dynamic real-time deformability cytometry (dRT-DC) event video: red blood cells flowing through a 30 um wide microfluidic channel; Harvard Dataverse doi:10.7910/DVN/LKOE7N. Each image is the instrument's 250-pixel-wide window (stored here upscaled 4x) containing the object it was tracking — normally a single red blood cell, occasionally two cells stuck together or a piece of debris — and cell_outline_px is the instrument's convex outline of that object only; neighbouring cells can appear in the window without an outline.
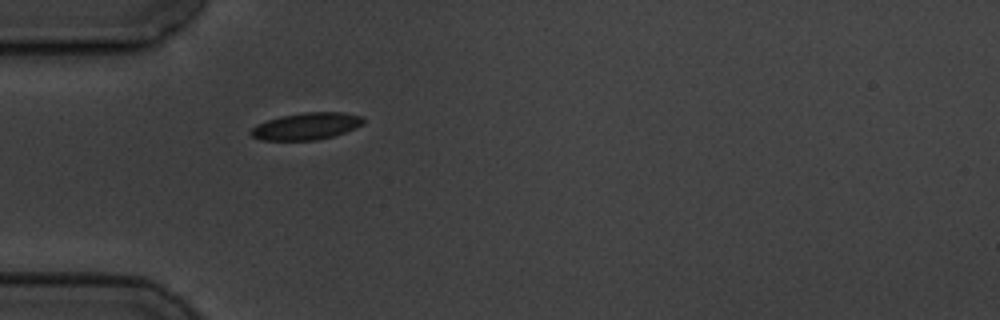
{"species": "common noctule bat (a hibernating species)", "species_latin": "Nyctalus noctula", "temperature_condition": "cold", "stored_images_in_passage": 1, "camera_frame_rate_fps": 3000, "um_per_image_px": 0.085, "animal": {"sex": "male", "body_mass_g": 19.5, "forearm_length_mm": 54.6}, "frame": {"image": 1, "passage_image": 1, "time_ms": 0.0, "image_size_px": [1000, 320], "cell_outline_px": [[364, 124], [356, 128], [332, 136], [316, 140], [260, 140], [252, 136], [248, 132], [256, 124], [280, 116], [304, 112], [344, 112], [364, 116]], "centroid_in_image_um": [26.05, 10.72], "position_along_channel_um": 58.9, "area_um2": 17.8}}